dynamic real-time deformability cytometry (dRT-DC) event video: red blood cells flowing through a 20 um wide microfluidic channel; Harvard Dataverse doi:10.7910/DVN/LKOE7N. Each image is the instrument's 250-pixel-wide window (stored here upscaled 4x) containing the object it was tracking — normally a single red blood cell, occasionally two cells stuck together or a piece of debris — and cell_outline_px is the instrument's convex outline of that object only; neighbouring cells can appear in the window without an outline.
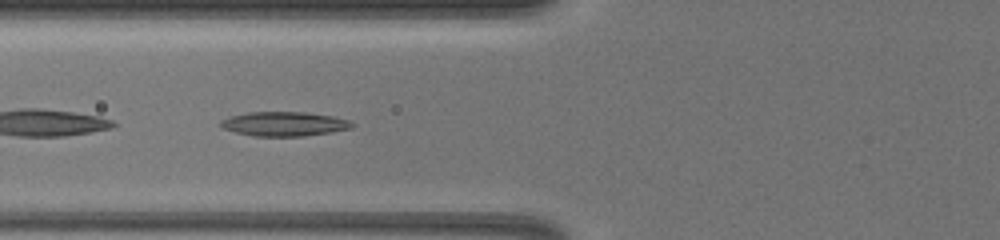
{"species": "common noctule bat (a hibernating species)", "species_latin": "Nyctalus noctula", "temperature_condition": "warm", "stored_images_in_passage": 24, "camera_frame_rate_fps": 3000, "um_per_image_px": 0.085, "animal": {"sex": "female", "body_mass_g": 19.5, "forearm_length_mm": 54.1}, "frame": {"image": 1, "passage_image": 11, "time_ms": 6.667, "image_size_px": [1000, 240], "cell_outline_px": [[356, 124], [352, 128], [332, 132], [304, 136], [252, 136], [220, 128], [220, 120], [228, 116], [248, 112], [304, 112], [332, 116], [348, 120]], "centroid_in_image_um": [24.13, 10.53], "position_along_channel_um": 101.7, "area_um2": 18.79}}